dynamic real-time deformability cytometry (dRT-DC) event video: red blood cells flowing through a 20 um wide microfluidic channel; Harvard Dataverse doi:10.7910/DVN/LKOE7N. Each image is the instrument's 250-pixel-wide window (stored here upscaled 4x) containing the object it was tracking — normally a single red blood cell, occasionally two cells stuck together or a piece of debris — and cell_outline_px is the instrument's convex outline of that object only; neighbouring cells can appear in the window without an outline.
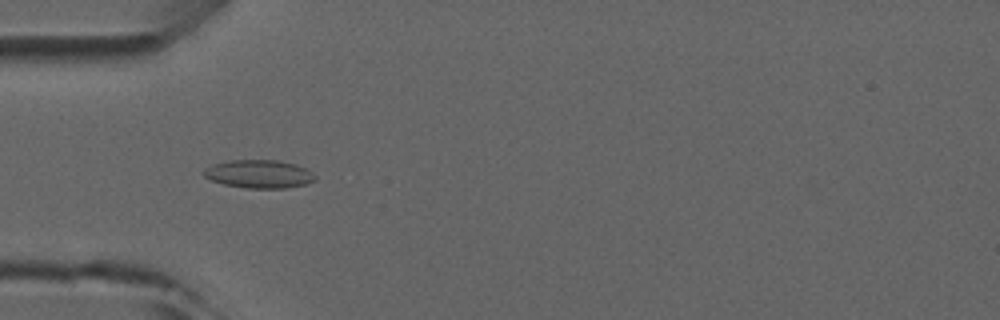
{"species": "common noctule bat (a hibernating species)", "species_latin": "Nyctalus noctula", "temperature_condition": "room temperature", "stored_images_in_passage": 5, "camera_frame_rate_fps": 3000, "um_per_image_px": 0.085, "animal": {"sex": "male", "forearm_length_mm": 52.5}, "frame": {"image": 1, "passage_image": 3, "time_ms": 3.0, "image_size_px": [1000, 320], "cell_outline_px": [[316, 180], [304, 184], [284, 188], [244, 188], [224, 184], [212, 180], [204, 176], [200, 172], [204, 168], [212, 164], [228, 160], [280, 160], [296, 164], [312, 172], [316, 176]], "centroid_in_image_um": [21.98, 14.78], "position_along_channel_um": 63.0, "area_um2": 18.44}}
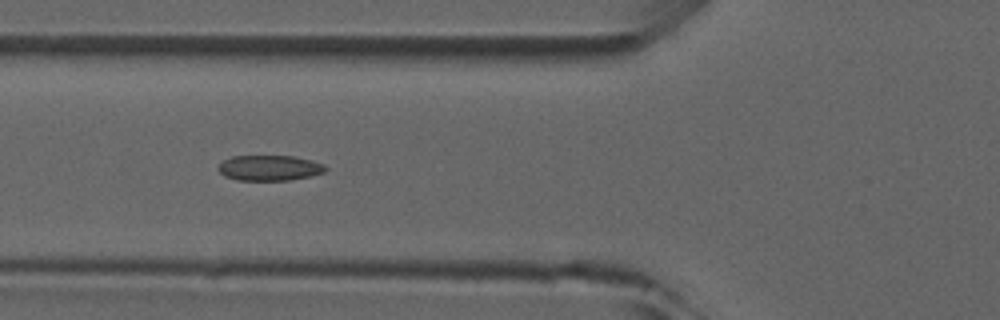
{"frame": {"image": 2, "passage_image": 4, "time_ms": 4.0, "image_size_px": [1000, 320], "cell_outline_px": [[328, 168], [324, 172], [308, 176], [288, 180], [236, 180], [224, 176], [216, 168], [224, 160], [232, 156], [292, 156], [312, 160], [324, 164]], "centroid_in_image_um": [22.89, 14.27], "position_along_channel_um": 102.9, "area_um2": 15.84}}
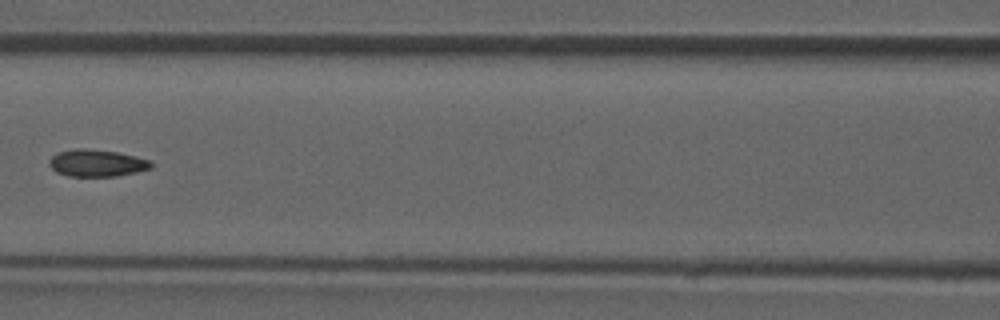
{"frame": {"image": 3, "passage_image": 5, "time_ms": 5.333, "image_size_px": [1000, 320], "cell_outline_px": [[152, 168], [136, 172], [116, 176], [68, 176], [56, 172], [48, 164], [48, 160], [56, 152], [76, 148], [88, 148], [116, 152], [136, 156], [152, 160]], "centroid_in_image_um": [8.21, 13.85], "position_along_channel_um": 158.4, "area_um2": 16.24}}